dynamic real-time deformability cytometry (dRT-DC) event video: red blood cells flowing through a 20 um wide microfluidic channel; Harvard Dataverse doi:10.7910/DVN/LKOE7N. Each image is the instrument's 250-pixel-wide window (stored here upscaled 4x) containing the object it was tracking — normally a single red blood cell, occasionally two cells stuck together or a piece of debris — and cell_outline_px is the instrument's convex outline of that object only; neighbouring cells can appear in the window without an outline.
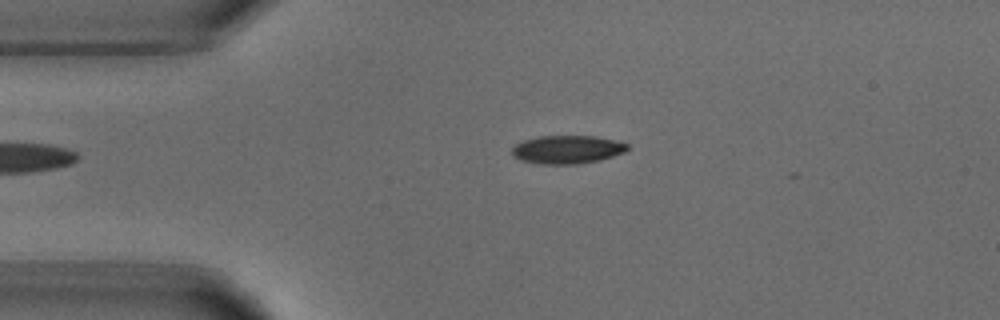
{"species": "common noctule bat (a hibernating species)", "species_latin": "Nyctalus noctula", "temperature_condition": "warm", "stored_images_in_passage": 42, "camera_frame_rate_fps": 3000, "um_per_image_px": 0.085, "animal": {"sex": "male", "body_mass_g": 18.8}, "frame": {"image": 1, "passage_image": 1, "time_ms": 0.0, "image_size_px": [1000, 320], "cell_outline_px": [[628, 148], [620, 152], [608, 156], [592, 160], [532, 160], [520, 156], [516, 152], [516, 148], [520, 144], [532, 140], [560, 136], [580, 136], [608, 140], [624, 144]], "centroid_in_image_um": [48.36, 12.63], "position_along_channel_um": 36.6, "area_um2": 15.14}}
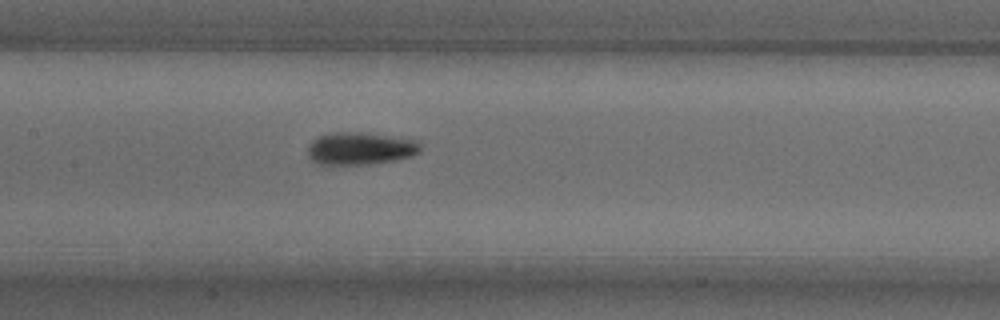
{"frame": {"image": 2, "passage_image": 14, "time_ms": 4.333, "image_size_px": [1000, 320], "cell_outline_px": [[416, 148], [412, 152], [396, 156], [372, 160], [328, 160], [316, 156], [312, 152], [312, 148], [320, 140], [384, 140], [408, 144]], "centroid_in_image_um": [30.58, 12.72], "position_along_channel_um": 176.8, "area_um2": 12.43}}
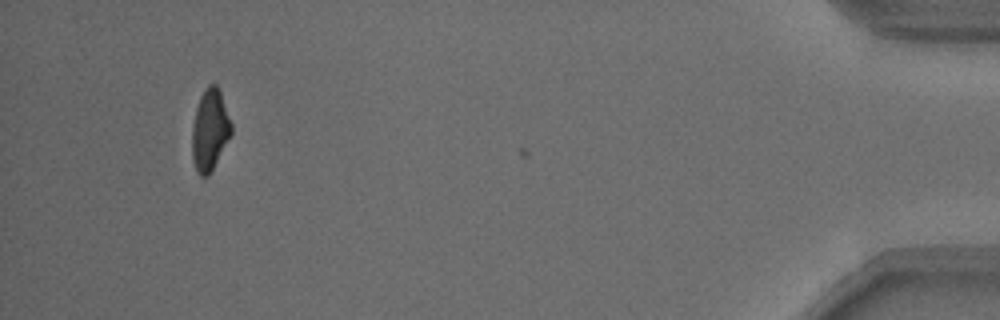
{"frame": {"image": 3, "passage_image": 39, "time_ms": 12.667, "image_size_px": [1000, 320], "cell_outline_px": [[232, 132], [212, 168], [204, 176], [196, 168], [192, 144], [196, 116], [200, 100], [204, 92], [212, 84], [216, 88], [220, 96], [232, 128]], "centroid_in_image_um": [17.86, 11.08], "position_along_channel_um": 417.3, "area_um2": 16.47}, "authors_computed_cell_mechanics": {"area_um2": 14.7101, "velocity_mm_per_s": 3.814, "shape_relaxation_time_tau1_ms": null, "shape_relaxation_time_tau2_ms": 7.253, "deformation_change_tau1": null, "deformation_change_tau2": 0.1766}}